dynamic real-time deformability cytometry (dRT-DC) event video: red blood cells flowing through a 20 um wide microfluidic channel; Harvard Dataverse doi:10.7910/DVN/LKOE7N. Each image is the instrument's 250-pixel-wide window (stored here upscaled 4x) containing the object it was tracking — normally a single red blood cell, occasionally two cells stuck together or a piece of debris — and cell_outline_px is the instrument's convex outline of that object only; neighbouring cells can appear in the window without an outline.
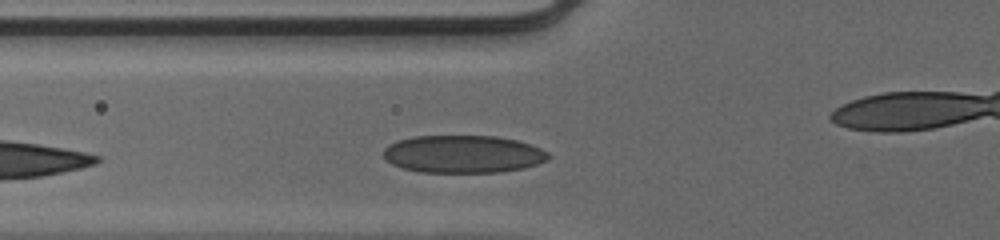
{"species": "human", "species_latin": "Homo sapiens", "temperature_condition": "cold", "stored_images_in_passage": 27, "camera_frame_rate_fps": 3000, "um_per_image_px": 0.085, "donor": {"sex": "male"}, "frame": {"image": 1, "passage_image": 5, "time_ms": 1.333, "image_size_px": [1000, 240], "cell_outline_px": [[552, 156], [548, 160], [524, 168], [500, 172], [420, 172], [400, 168], [384, 160], [384, 148], [388, 144], [396, 140], [412, 136], [496, 136], [516, 140], [540, 148], [548, 152]], "centroid_in_image_um": [39.33, 13.1], "position_along_channel_um": 86.5, "area_um2": 36.47}}
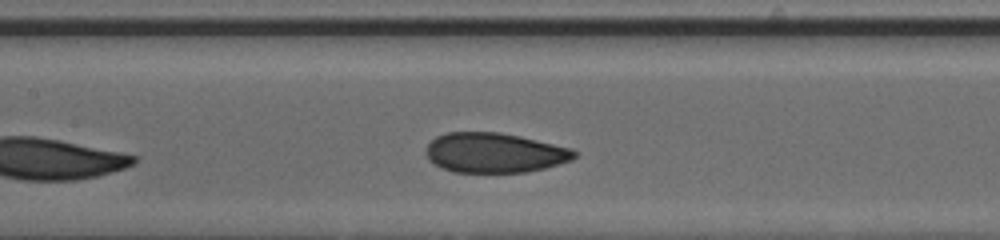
{"frame": {"image": 2, "passage_image": 11, "time_ms": 3.333, "image_size_px": [1000, 240], "cell_outline_px": [[576, 156], [572, 160], [544, 168], [524, 172], [452, 172], [440, 168], [428, 160], [428, 144], [436, 136], [448, 132], [500, 132], [520, 136], [572, 148], [576, 152]], "centroid_in_image_um": [42.03, 12.98], "position_along_channel_um": 165.4, "area_um2": 34.39}}
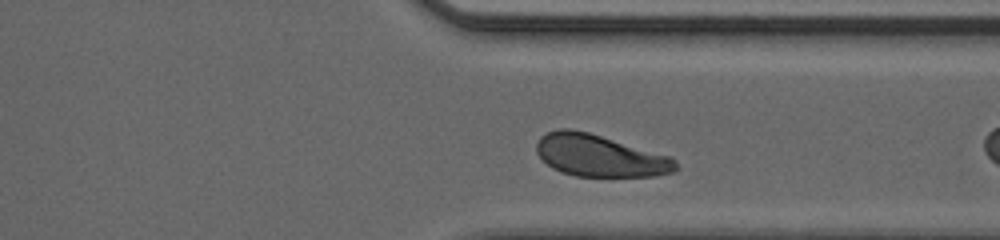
{"frame": {"image": 3, "passage_image": 23, "time_ms": 7.333, "image_size_px": [1000, 240], "cell_outline_px": [[680, 168], [676, 172], [652, 176], [576, 176], [560, 172], [552, 168], [536, 152], [536, 144], [540, 136], [548, 132], [560, 128], [572, 128], [588, 132], [672, 156], [676, 160]], "centroid_in_image_um": [51.02, 13.23], "position_along_channel_um": 360.4, "area_um2": 34.28}, "authors_computed_cell_mechanics": {"area_um2": 35.258, "velocity_mm_per_s": 3.9371, "shape_relaxation_time_tau1_ms": 4.5614, "shape_relaxation_time_tau2_ms": 0.9511, "deformation_change_tau1": 0.1595, "deformation_change_tau2": 0.0614}}